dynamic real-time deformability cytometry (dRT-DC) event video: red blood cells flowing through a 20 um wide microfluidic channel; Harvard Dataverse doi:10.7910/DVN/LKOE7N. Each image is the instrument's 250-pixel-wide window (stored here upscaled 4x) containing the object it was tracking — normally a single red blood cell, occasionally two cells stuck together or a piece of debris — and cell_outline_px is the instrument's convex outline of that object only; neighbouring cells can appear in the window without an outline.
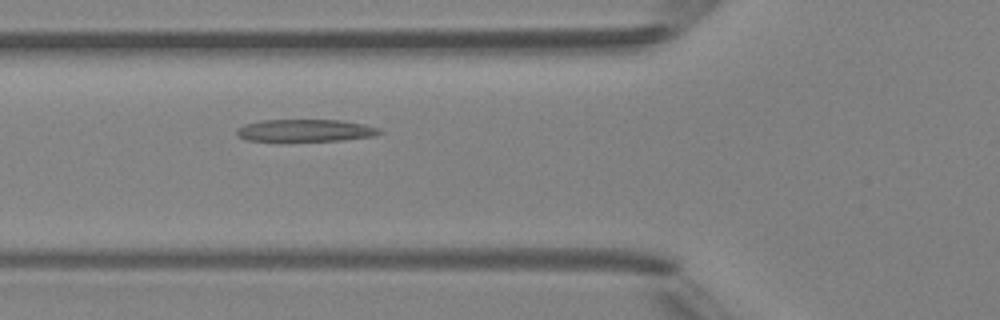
{"species": "Egyptian fruit bat (a non-hibernating species)", "species_latin": "Rousettus aegyptiacus", "temperature_condition": "room temperature", "stored_images_in_passage": 5, "camera_frame_rate_fps": 3000, "um_per_image_px": 0.085, "animal": {"sex": "female"}, "frame": {"image": 1, "passage_image": 5, "time_ms": 4.333, "image_size_px": [1000, 320], "cell_outline_px": [[384, 132], [376, 136], [344, 140], [280, 144], [244, 140], [236, 132], [244, 124], [260, 120], [340, 120], [364, 124], [380, 128]], "centroid_in_image_um": [25.93, 11.15], "position_along_channel_um": 99.9, "area_um2": 19.77}}